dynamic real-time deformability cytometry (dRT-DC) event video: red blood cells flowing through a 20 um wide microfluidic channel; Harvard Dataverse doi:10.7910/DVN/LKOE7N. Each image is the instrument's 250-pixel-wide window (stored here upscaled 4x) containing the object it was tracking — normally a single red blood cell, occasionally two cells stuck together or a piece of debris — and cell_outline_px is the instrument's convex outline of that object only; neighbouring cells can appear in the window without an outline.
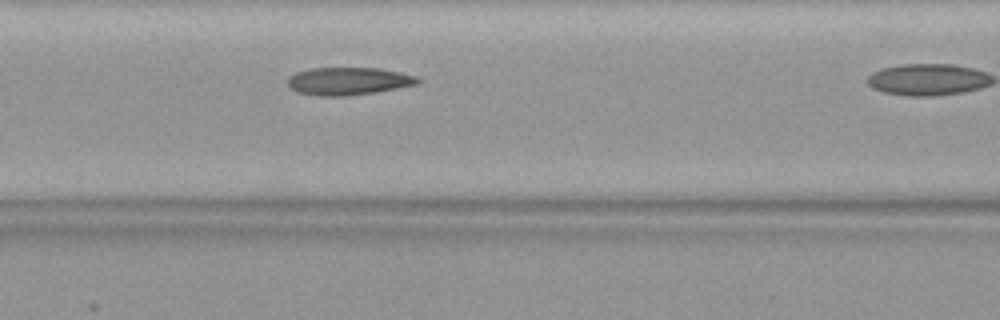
{"species": "common noctule bat (a hibernating species)", "species_latin": "Nyctalus noctula", "temperature_condition": "warm", "stored_images_in_passage": 17, "camera_frame_rate_fps": 3000, "um_per_image_px": 0.085, "animal": {"sex": "female", "body_mass_g": 19.9}, "frame": {"image": 1, "passage_image": 8, "time_ms": 2.333, "image_size_px": [1000, 320], "cell_outline_px": [[420, 80], [416, 84], [376, 92], [344, 96], [316, 96], [296, 92], [288, 84], [288, 76], [296, 72], [312, 68], [380, 68], [400, 72], [416, 76]], "centroid_in_image_um": [29.58, 6.89], "position_along_channel_um": 137.0, "area_um2": 20.92}}
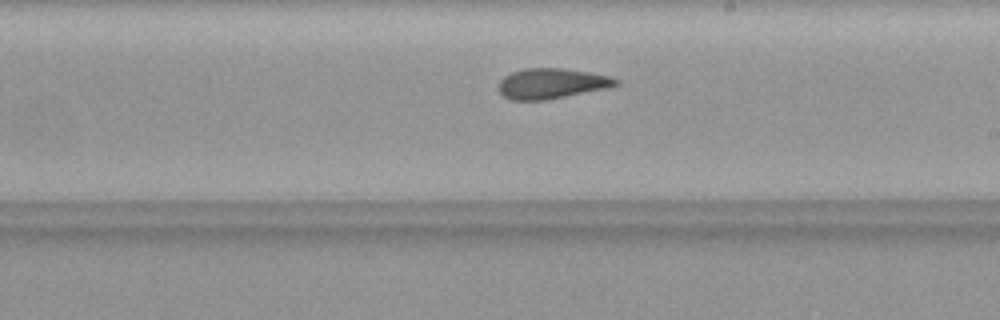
{"frame": {"image": 2, "passage_image": 15, "time_ms": 4.667, "image_size_px": [1000, 320], "cell_outline_px": [[620, 84], [608, 88], [544, 100], [508, 100], [496, 88], [500, 80], [504, 76], [512, 72], [524, 68], [560, 68], [588, 72], [608, 76], [620, 80]], "centroid_in_image_um": [46.85, 7.1], "position_along_channel_um": 242.2, "area_um2": 20.75}}